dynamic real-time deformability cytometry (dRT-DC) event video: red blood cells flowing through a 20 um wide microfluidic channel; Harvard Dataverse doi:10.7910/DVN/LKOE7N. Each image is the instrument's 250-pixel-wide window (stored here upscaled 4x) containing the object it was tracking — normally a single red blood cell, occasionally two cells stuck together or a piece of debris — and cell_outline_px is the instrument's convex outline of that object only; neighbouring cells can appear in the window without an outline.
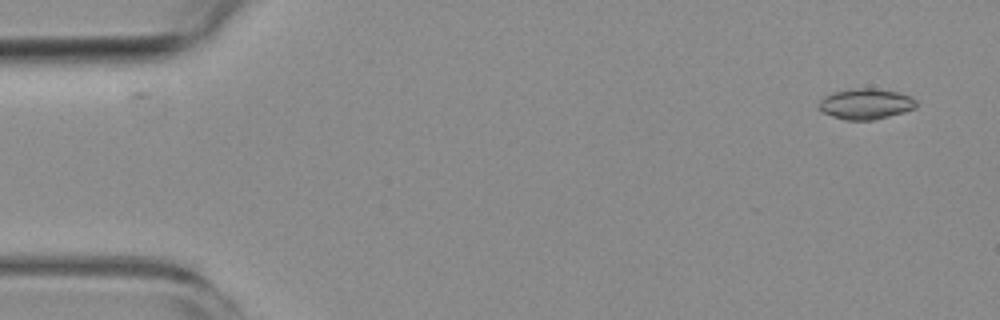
{"species": "common noctule bat (a hibernating species)", "species_latin": "Nyctalus noctula", "temperature_condition": "room temperature", "stored_images_in_passage": 2, "camera_frame_rate_fps": 3000, "um_per_image_px": 0.085, "animal": {"sex": "female", "body_mass_g": 19.3, "forearm_length_mm": 54.1}, "frame": {"image": 1, "passage_image": 2, "time_ms": 1.0, "image_size_px": [1000, 320], "cell_outline_px": [[916, 108], [904, 112], [872, 120], [844, 120], [820, 112], [816, 108], [816, 104], [824, 96], [832, 92], [856, 88], [872, 88], [900, 92], [912, 96], [916, 100]], "centroid_in_image_um": [73.54, 8.83], "position_along_channel_um": 11.5, "area_um2": 17.74}}